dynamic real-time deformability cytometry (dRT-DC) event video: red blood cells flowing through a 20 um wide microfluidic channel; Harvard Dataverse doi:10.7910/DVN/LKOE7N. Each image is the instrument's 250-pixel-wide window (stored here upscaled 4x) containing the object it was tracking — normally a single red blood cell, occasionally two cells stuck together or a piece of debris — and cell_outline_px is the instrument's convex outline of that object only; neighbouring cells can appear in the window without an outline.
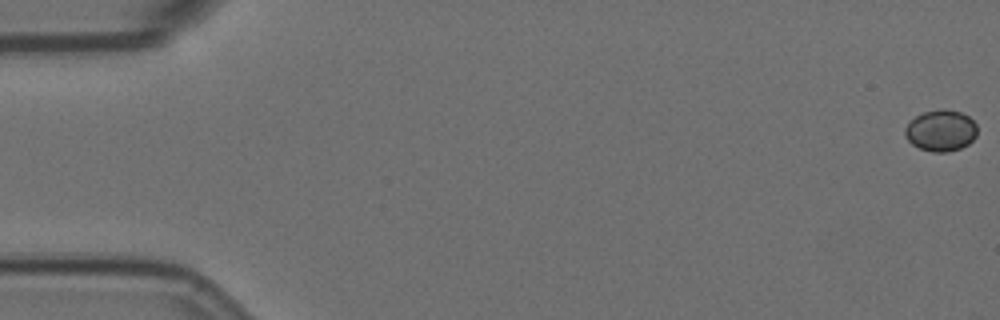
{"species": "Egyptian fruit bat (a non-hibernating species)", "species_latin": "Rousettus aegyptiacus", "temperature_condition": "room temperature", "stored_images_in_passage": 48, "camera_frame_rate_fps": 3000, "um_per_image_px": 0.085, "animal": {"sex": "female"}, "frame": {"image": 1, "passage_image": 1, "time_ms": 0.0, "image_size_px": [1000, 320], "cell_outline_px": [[976, 136], [968, 144], [960, 148], [948, 152], [932, 152], [920, 148], [912, 144], [908, 140], [904, 132], [904, 128], [916, 116], [924, 112], [944, 108], [960, 112], [968, 116], [976, 124]], "centroid_in_image_um": [79.97, 11.1], "position_along_channel_um": 5.0, "area_um2": 17.28}}
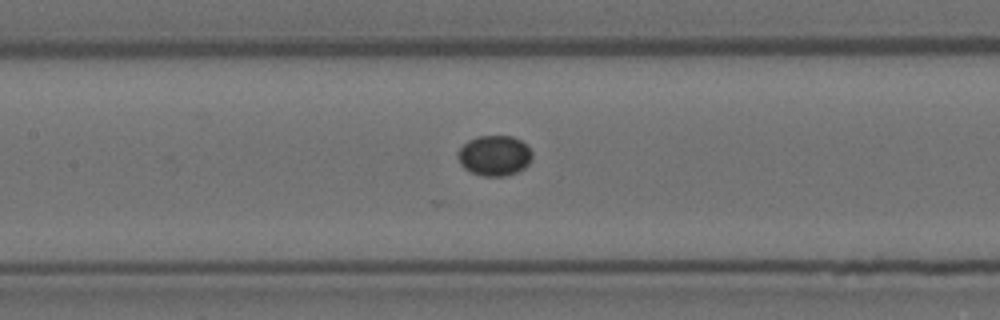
{"frame": {"image": 2, "passage_image": 27, "time_ms": 8.667, "image_size_px": [1000, 320], "cell_outline_px": [[532, 156], [528, 164], [524, 168], [516, 172], [504, 176], [484, 176], [472, 172], [464, 168], [460, 164], [456, 156], [456, 152], [468, 140], [476, 136], [512, 136], [528, 144], [532, 152]], "centroid_in_image_um": [42.02, 13.21], "position_along_channel_um": 165.4, "area_um2": 17.63}}
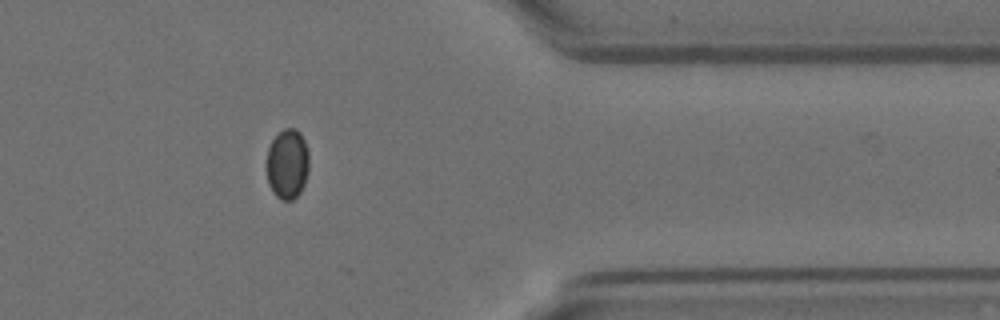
{"frame": {"image": 3, "passage_image": 47, "time_ms": 15.333, "image_size_px": [1000, 320], "cell_outline_px": [[308, 172], [304, 184], [300, 192], [292, 200], [280, 200], [272, 192], [268, 184], [268, 148], [272, 140], [284, 128], [296, 128], [300, 132], [304, 140], [308, 152]], "centroid_in_image_um": [24.44, 13.94], "position_along_channel_um": 387.0, "area_um2": 17.22}}